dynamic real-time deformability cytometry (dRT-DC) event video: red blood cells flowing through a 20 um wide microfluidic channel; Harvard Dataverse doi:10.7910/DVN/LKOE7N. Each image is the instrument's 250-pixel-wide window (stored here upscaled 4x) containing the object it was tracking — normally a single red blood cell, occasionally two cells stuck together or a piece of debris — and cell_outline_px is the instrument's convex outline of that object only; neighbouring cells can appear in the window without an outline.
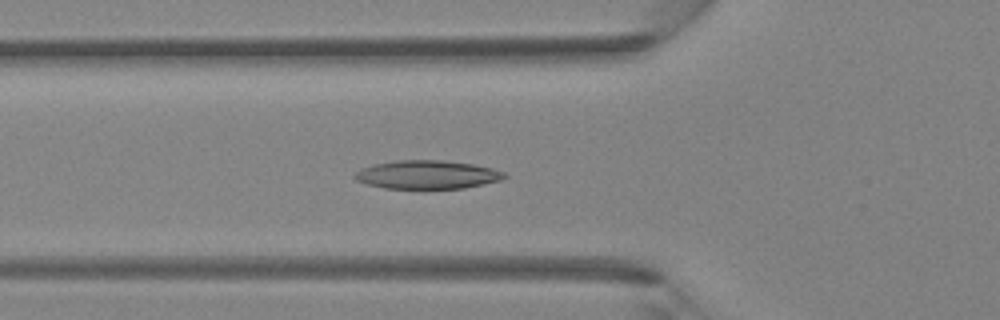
{"species": "Egyptian fruit bat (a non-hibernating species)", "species_latin": "Rousettus aegyptiacus", "temperature_condition": "room temperature", "stored_images_in_passage": 44, "camera_frame_rate_fps": 3000, "um_per_image_px": 0.085, "animal": {"sex": "female"}, "frame": {"image": 1, "passage_image": 16, "time_ms": 5.0, "image_size_px": [1000, 320], "cell_outline_px": [[508, 176], [500, 180], [464, 188], [384, 188], [368, 184], [356, 180], [352, 176], [360, 168], [372, 164], [396, 160], [440, 160], [472, 164], [492, 168], [504, 172]], "centroid_in_image_um": [36.27, 14.84], "position_along_channel_um": 89.5, "area_um2": 24.74}}
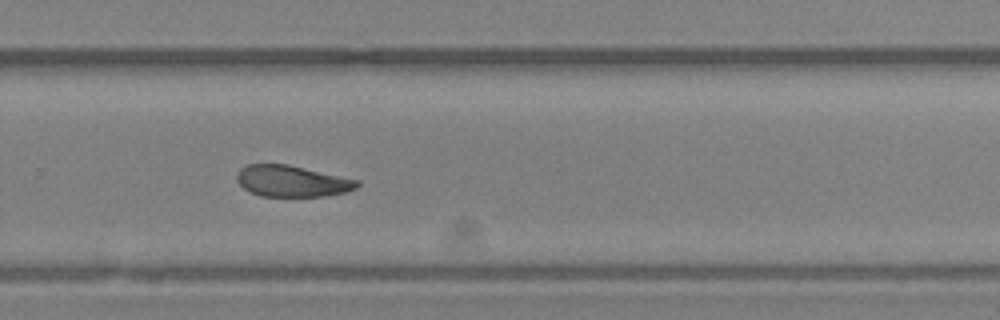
{"frame": {"image": 2, "passage_image": 30, "time_ms": 9.667, "image_size_px": [1000, 320], "cell_outline_px": [[360, 184], [356, 188], [344, 192], [324, 196], [260, 196], [248, 192], [236, 180], [236, 176], [240, 168], [248, 164], [288, 164], [360, 180]], "centroid_in_image_um": [24.8, 15.39], "position_along_channel_um": 305.0, "area_um2": 22.02}}
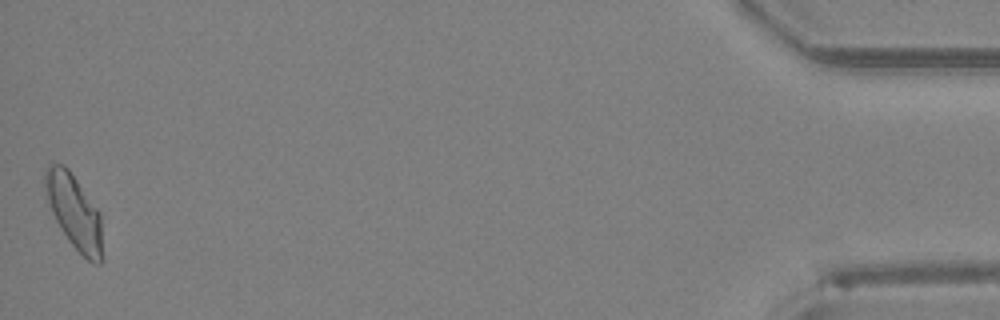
{"frame": {"image": 3, "passage_image": 44, "time_ms": 14.333, "image_size_px": [1000, 320], "cell_outline_px": [[104, 260], [100, 264], [92, 264], [68, 240], [60, 228], [52, 212], [44, 188], [44, 168], [48, 164], [64, 164], [68, 168], [100, 212]], "centroid_in_image_um": [6.33, 18.02], "position_along_channel_um": 428.9, "area_um2": 25.03}}